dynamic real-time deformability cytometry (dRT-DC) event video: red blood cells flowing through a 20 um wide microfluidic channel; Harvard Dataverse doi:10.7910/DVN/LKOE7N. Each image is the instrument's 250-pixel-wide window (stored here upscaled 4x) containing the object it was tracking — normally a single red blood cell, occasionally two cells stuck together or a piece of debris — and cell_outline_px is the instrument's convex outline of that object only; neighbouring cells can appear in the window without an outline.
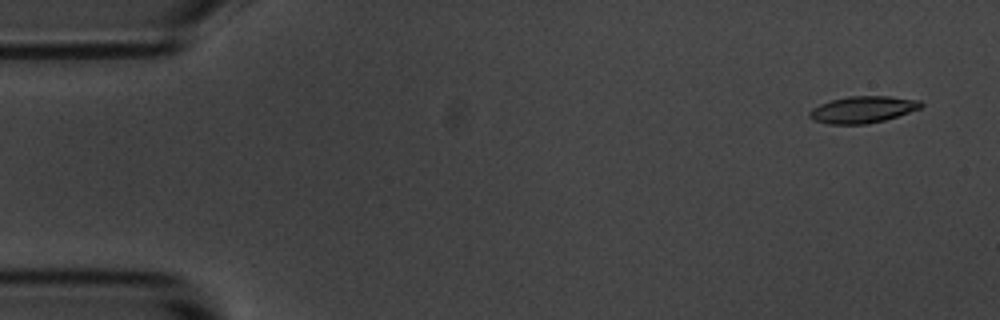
{"species": "common noctule bat (a hibernating species)", "species_latin": "Nyctalus noctula", "temperature_condition": "room temperature", "stored_images_in_passage": 4, "camera_frame_rate_fps": 3000, "um_per_image_px": 0.085, "animal": {"sex": "male", "body_mass_g": 20.1, "forearm_length_mm": 53.5}, "frame": {"image": 1, "passage_image": 1, "time_ms": 0.0, "image_size_px": [1000, 320], "cell_outline_px": [[924, 104], [920, 108], [884, 120], [864, 124], [828, 124], [812, 120], [808, 116], [808, 112], [812, 108], [820, 104], [832, 100], [848, 96], [888, 96], [920, 100]], "centroid_in_image_um": [73.29, 9.31], "position_along_channel_um": 11.7, "area_um2": 17.28}}
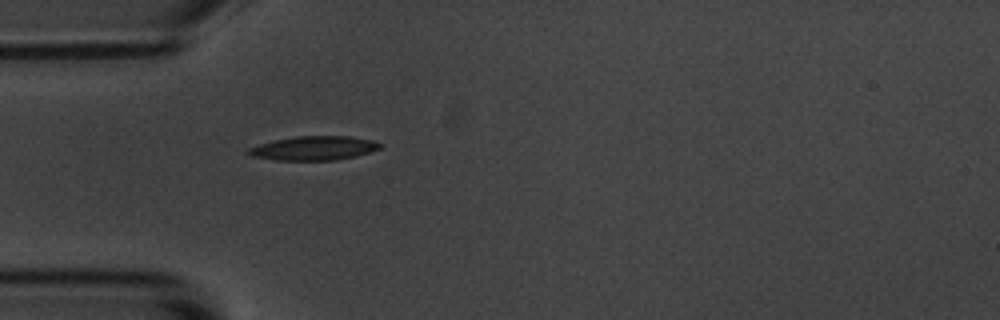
{"frame": {"image": 2, "passage_image": 4, "time_ms": 4.333, "image_size_px": [1000, 320], "cell_outline_px": [[384, 144], [380, 148], [356, 156], [336, 160], [276, 160], [252, 156], [248, 152], [248, 148], [260, 144], [276, 140], [296, 136], [348, 136], [372, 140]], "centroid_in_image_um": [26.71, 12.59], "position_along_channel_um": 58.3, "area_um2": 18.26}}